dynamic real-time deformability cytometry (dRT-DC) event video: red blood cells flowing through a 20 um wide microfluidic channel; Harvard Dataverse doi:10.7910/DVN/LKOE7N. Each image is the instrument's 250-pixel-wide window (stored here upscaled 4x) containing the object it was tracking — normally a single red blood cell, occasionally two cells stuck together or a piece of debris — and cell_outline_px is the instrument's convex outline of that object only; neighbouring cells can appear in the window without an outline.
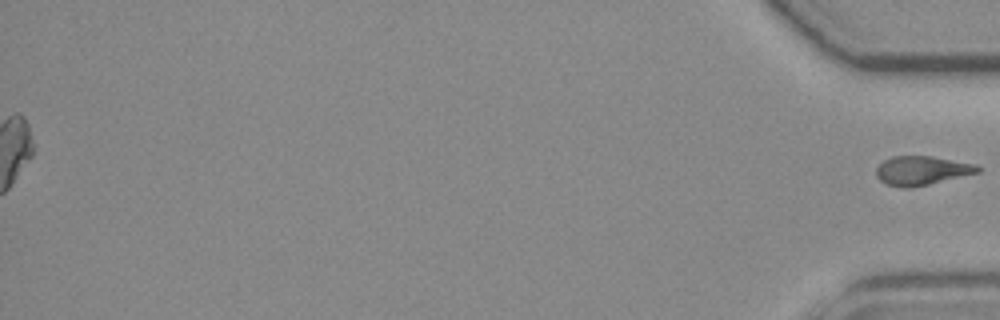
{"species": "common noctule bat (a hibernating species)", "species_latin": "Nyctalus noctula", "temperature_condition": "room temperature", "stored_images_in_passage": 44, "segment_of_instrument_passage": [2, 2], "camera_frame_rate_fps": 3000, "um_per_image_px": 0.085, "animal": {"sex": "female", "body_mass_g": 19.3, "forearm_length_mm": 54.1}, "frame": {"image": 1, "passage_image": 44, "time_ms": 14.333, "image_size_px": [1000, 320], "cell_outline_px": [[980, 172], [928, 184], [908, 188], [904, 188], [888, 184], [880, 180], [876, 176], [876, 168], [884, 160], [892, 156], [932, 156], [976, 164], [980, 168]], "centroid_in_image_um": [78.34, 14.48], "position_along_channel_um": 356.9, "area_um2": 16.99}}